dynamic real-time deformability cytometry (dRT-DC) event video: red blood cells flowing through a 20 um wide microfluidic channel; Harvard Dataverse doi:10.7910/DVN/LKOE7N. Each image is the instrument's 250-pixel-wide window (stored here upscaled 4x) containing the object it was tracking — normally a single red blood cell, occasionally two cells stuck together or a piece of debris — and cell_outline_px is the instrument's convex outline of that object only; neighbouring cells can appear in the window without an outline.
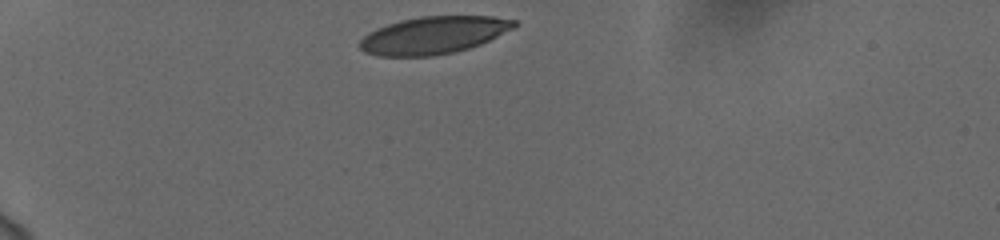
{"species": "human", "species_latin": "Homo sapiens", "temperature_condition": "cold", "stored_images_in_passage": 34, "camera_frame_rate_fps": 3000, "um_per_image_px": 0.085, "donor": {"sex": "female"}, "frame": {"image": 1, "passage_image": 1, "time_ms": 0.0, "image_size_px": [1000, 240], "cell_outline_px": [[516, 28], [480, 44], [468, 48], [452, 52], [432, 56], [376, 56], [364, 52], [356, 44], [368, 32], [376, 28], [400, 20], [420, 16], [492, 16], [516, 20]], "centroid_in_image_um": [36.82, 2.99], "position_along_channel_um": 48.2, "area_um2": 33.81}}
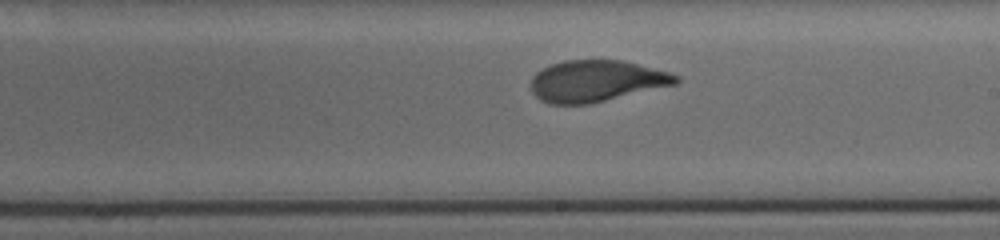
{"frame": {"image": 2, "passage_image": 20, "time_ms": 6.333, "image_size_px": [1000, 240], "cell_outline_px": [[680, 80], [676, 84], [588, 104], [548, 104], [540, 100], [532, 92], [528, 84], [532, 76], [540, 68], [564, 60], [624, 60], [668, 72], [680, 76]], "centroid_in_image_um": [50.63, 6.88], "position_along_channel_um": 238.4, "area_um2": 35.2}}
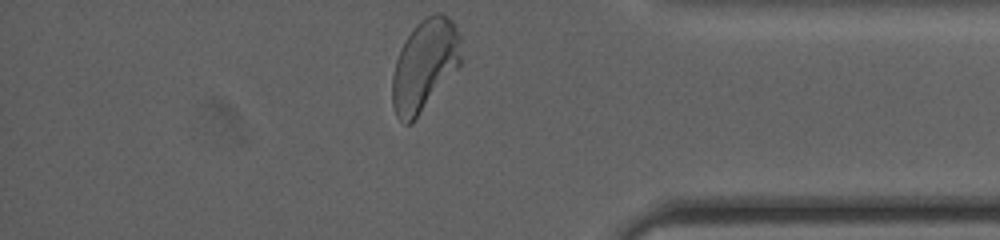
{"frame": {"image": 3, "passage_image": 34, "time_ms": 11.0, "image_size_px": [1000, 240], "cell_outline_px": [[460, 64], [412, 124], [404, 124], [396, 116], [392, 104], [392, 76], [396, 60], [400, 48], [416, 24], [424, 16], [436, 12], [440, 12], [452, 20], [460, 36]], "centroid_in_image_um": [36.07, 5.54], "position_along_channel_um": 399.1, "area_um2": 36.47}, "authors_computed_cell_mechanics": {"area_um2": 35.4603, "velocity_mm_per_s": 3.7345, "shape_relaxation_time_tau1_ms": 5.1292, "shape_relaxation_time_tau2_ms": null, "deformation_change_tau1": 0.193, "deformation_change_tau2": null}}